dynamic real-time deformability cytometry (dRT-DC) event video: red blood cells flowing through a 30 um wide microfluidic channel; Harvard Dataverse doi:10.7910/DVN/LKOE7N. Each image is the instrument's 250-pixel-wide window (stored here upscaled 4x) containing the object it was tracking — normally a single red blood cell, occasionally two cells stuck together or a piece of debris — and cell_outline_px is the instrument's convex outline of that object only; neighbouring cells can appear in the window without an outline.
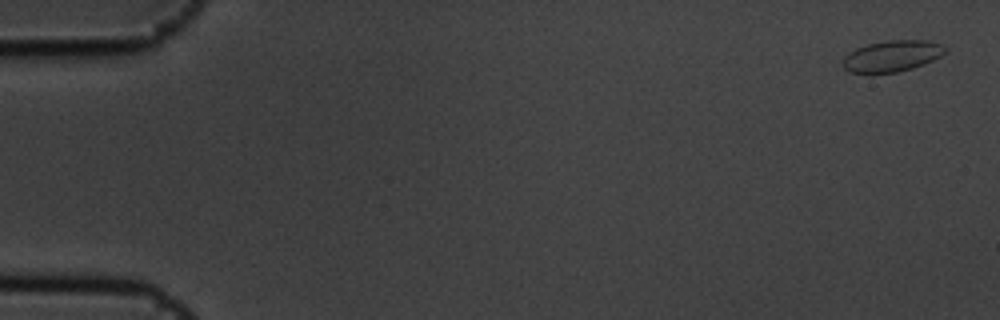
{"species": "common noctule bat (a hibernating species)", "species_latin": "Nyctalus noctula", "temperature_condition": "cold", "stored_images_in_passage": 6, "camera_frame_rate_fps": 3000, "um_per_image_px": 0.085, "animal": {"sex": "male", "body_mass_g": 19.5, "forearm_length_mm": 54.6}, "frame": {"image": 1, "passage_image": 1, "time_ms": 0.0, "image_size_px": [1000, 320], "cell_outline_px": [[948, 48], [940, 56], [924, 64], [912, 68], [896, 72], [848, 72], [844, 68], [844, 56], [856, 48], [868, 44], [888, 40], [928, 40], [940, 44]], "centroid_in_image_um": [75.84, 4.75], "position_along_channel_um": 9.2, "area_um2": 18.32}}
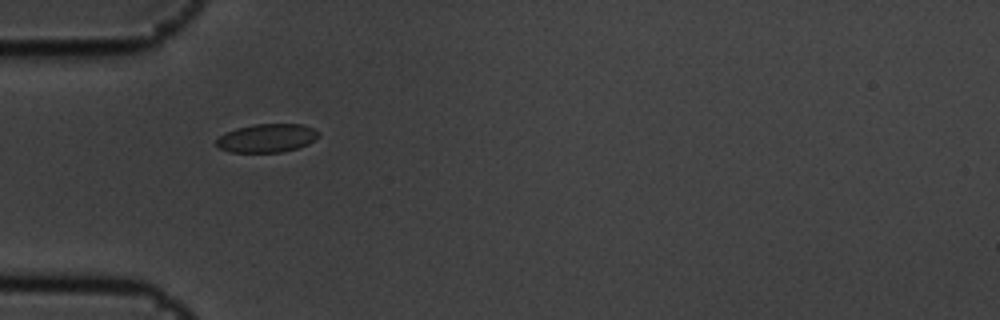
{"frame": {"image": 2, "passage_image": 5, "time_ms": 1.333, "image_size_px": [1000, 320], "cell_outline_px": [[320, 136], [316, 140], [308, 144], [284, 152], [228, 152], [220, 148], [216, 144], [216, 140], [220, 136], [236, 128], [252, 124], [304, 124], [320, 132]], "centroid_in_image_um": [22.73, 11.73], "position_along_channel_um": 62.3, "area_um2": 17.05}}
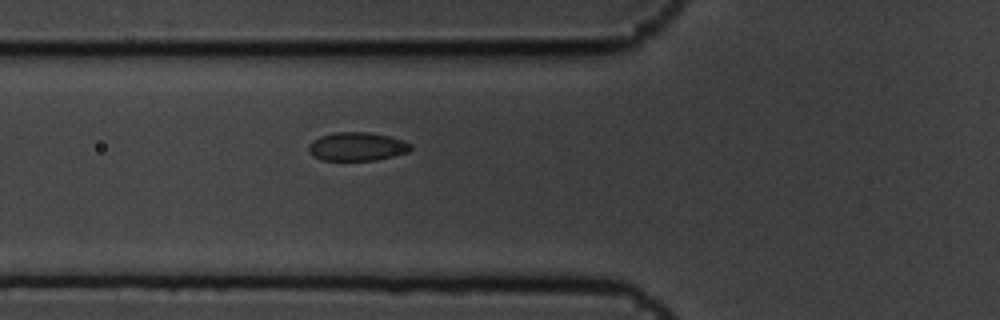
{"frame": {"image": 3, "passage_image": 6, "time_ms": 1.667, "image_size_px": [1000, 320], "cell_outline_px": [[412, 148], [408, 152], [376, 160], [320, 160], [312, 156], [308, 152], [308, 144], [312, 140], [320, 136], [336, 132], [368, 132], [388, 136], [404, 140], [412, 144]], "centroid_in_image_um": [30.32, 12.46], "position_along_channel_um": 95.5, "area_um2": 17.11}}